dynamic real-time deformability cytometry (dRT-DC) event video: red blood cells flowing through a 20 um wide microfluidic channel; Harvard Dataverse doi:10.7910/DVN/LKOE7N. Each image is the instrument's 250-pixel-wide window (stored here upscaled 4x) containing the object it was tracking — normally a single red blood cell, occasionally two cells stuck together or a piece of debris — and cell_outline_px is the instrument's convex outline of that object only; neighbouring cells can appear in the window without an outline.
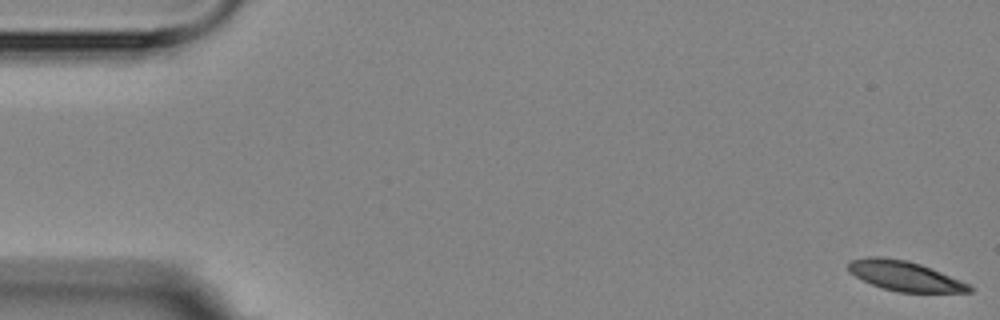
{"species": "Egyptian fruit bat (a non-hibernating species)", "species_latin": "Rousettus aegyptiacus", "temperature_condition": "room temperature", "stored_images_in_passage": 5, "camera_frame_rate_fps": 3000, "um_per_image_px": 0.085, "animal": {"sex": "female"}, "frame": {"image": 1, "passage_image": 1, "time_ms": 0.0, "image_size_px": [1000, 320], "cell_outline_px": [[972, 292], [900, 292], [884, 288], [872, 284], [848, 272], [848, 264], [852, 260], [868, 256], [880, 256], [908, 260], [920, 264], [972, 284]], "centroid_in_image_um": [76.93, 23.45], "position_along_channel_um": 8.1, "area_um2": 20.98}}
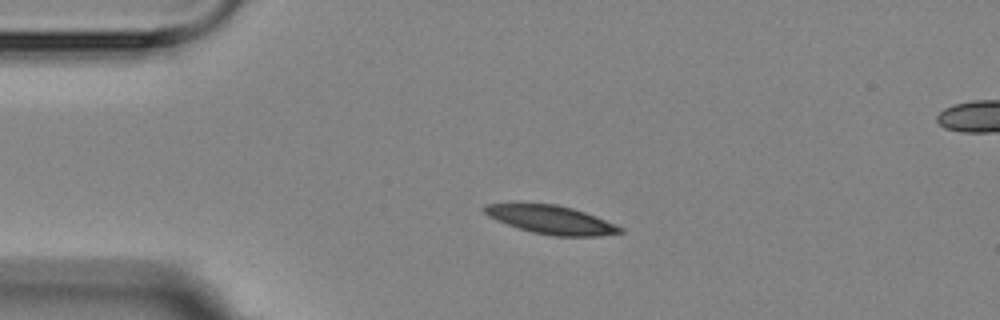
{"frame": {"image": 2, "passage_image": 4, "time_ms": 4.0, "image_size_px": [1000, 320], "cell_outline_px": [[624, 232], [600, 236], [552, 236], [532, 232], [496, 220], [488, 216], [484, 212], [484, 204], [556, 204], [572, 208], [596, 216], [616, 224], [624, 228]], "centroid_in_image_um": [46.9, 18.69], "position_along_channel_um": 38.1, "area_um2": 22.25}}